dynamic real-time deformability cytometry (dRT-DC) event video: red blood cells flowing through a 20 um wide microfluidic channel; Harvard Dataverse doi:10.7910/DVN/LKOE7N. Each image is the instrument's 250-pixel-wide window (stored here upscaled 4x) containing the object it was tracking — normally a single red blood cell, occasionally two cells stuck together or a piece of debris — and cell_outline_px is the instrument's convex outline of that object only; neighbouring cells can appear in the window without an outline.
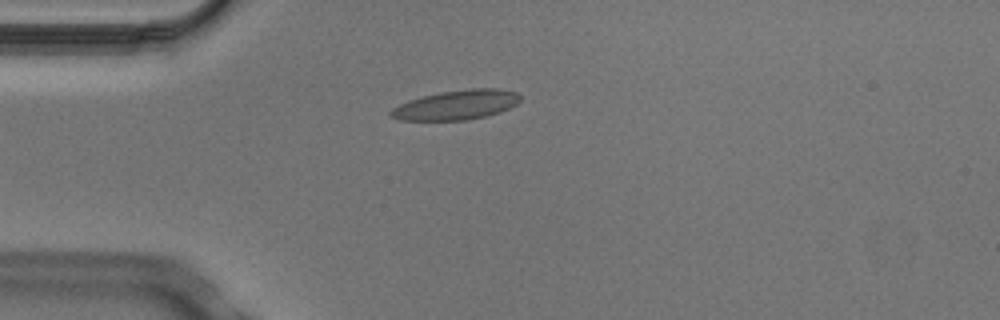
{"species": "Egyptian fruit bat (a non-hibernating species)", "species_latin": "Rousettus aegyptiacus", "temperature_condition": "cold", "stored_images_in_passage": 6, "camera_frame_rate_fps": 3000, "um_per_image_px": 0.085, "animal": {"sex": "male"}, "frame": {"image": 1, "passage_image": 6, "time_ms": 1.667, "image_size_px": [1000, 320], "cell_outline_px": [[520, 100], [516, 104], [500, 112], [488, 116], [468, 120], [400, 120], [388, 116], [388, 112], [392, 108], [408, 100], [440, 92], [472, 88], [496, 88], [516, 92], [520, 96]], "centroid_in_image_um": [38.78, 8.92], "position_along_channel_um": 46.2, "area_um2": 22.37}}